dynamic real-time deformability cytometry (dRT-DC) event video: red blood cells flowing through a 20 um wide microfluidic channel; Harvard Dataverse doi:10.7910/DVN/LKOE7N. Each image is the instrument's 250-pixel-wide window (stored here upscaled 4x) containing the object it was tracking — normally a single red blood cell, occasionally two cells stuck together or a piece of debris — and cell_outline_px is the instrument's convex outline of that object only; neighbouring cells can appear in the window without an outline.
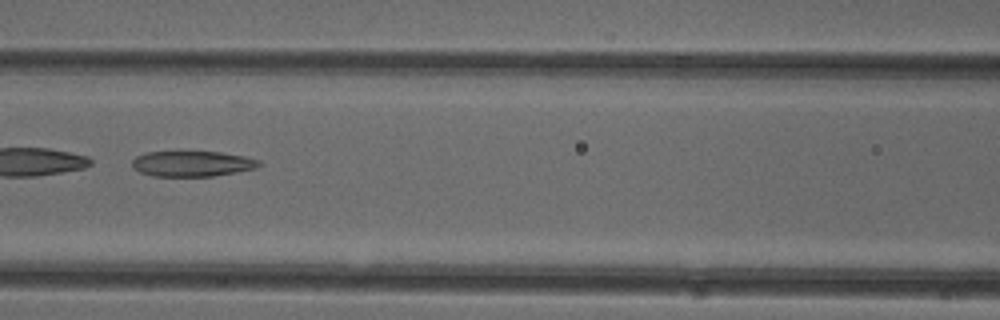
{"species": "common noctule bat (a hibernating species)", "species_latin": "Nyctalus noctula", "temperature_condition": "cold", "stored_images_in_passage": 49, "camera_frame_rate_fps": 3000, "um_per_image_px": 0.085, "animal": {"sex": "female"}, "frame": {"image": 1, "passage_image": 22, "time_ms": 7.0, "image_size_px": [1000, 320], "cell_outline_px": [[264, 164], [256, 168], [236, 172], [212, 176], [152, 176], [140, 172], [132, 168], [132, 160], [136, 156], [148, 152], [176, 148], [220, 152], [244, 156], [260, 160]], "centroid_in_image_um": [16.3, 13.86], "position_along_channel_um": 150.3, "area_um2": 19.94}}